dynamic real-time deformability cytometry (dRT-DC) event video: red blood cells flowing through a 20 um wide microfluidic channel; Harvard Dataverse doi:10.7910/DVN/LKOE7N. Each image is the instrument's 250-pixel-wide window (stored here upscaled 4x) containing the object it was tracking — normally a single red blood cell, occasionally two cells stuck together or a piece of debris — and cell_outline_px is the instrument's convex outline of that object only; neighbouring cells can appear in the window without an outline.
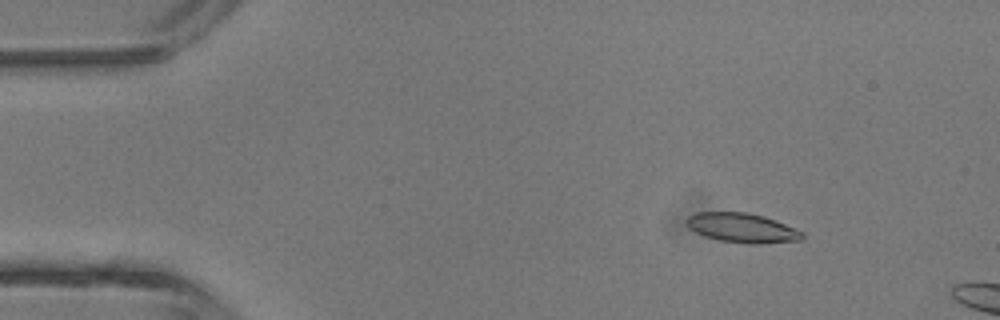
{"species": "common noctule bat (a hibernating species)", "species_latin": "Nyctalus noctula", "temperature_condition": "room temperature", "stored_images_in_passage": 2, "camera_frame_rate_fps": 3000, "um_per_image_px": 0.085, "animal": {"sex": "male", "body_mass_g": 13.3}, "frame": {"image": 1, "passage_image": 1, "time_ms": 0.0, "image_size_px": [1000, 320], "cell_outline_px": [[804, 240], [760, 244], [748, 244], [720, 240], [704, 236], [688, 228], [684, 220], [688, 216], [696, 212], [748, 212], [764, 216], [804, 232]], "centroid_in_image_um": [63.07, 19.37], "position_along_channel_um": 21.9, "area_um2": 20.06}}